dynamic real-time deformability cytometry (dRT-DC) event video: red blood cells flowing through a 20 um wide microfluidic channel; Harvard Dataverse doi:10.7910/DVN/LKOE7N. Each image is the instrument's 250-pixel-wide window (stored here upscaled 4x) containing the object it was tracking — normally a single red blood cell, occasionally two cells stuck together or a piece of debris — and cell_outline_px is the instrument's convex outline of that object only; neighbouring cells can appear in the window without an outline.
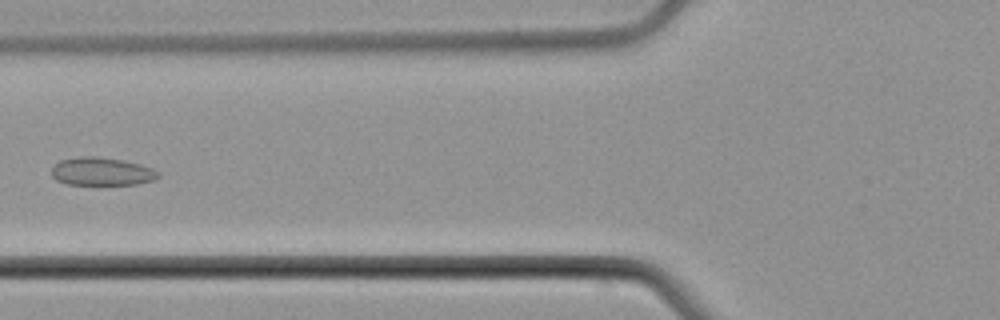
{"species": "common noctule bat (a hibernating species)", "species_latin": "Nyctalus noctula", "temperature_condition": "cold", "stored_images_in_passage": 8, "camera_frame_rate_fps": 3000, "um_per_image_px": 0.085, "animal": {"sex": "male", "body_mass_g": 21.5, "forearm_length_mm": 52.0}, "frame": {"image": 1, "passage_image": 8, "time_ms": 9.667, "image_size_px": [1000, 320], "cell_outline_px": [[160, 176], [156, 180], [136, 184], [68, 184], [56, 180], [52, 176], [52, 168], [60, 160], [88, 156], [92, 156], [124, 160], [140, 164], [152, 168]], "centroid_in_image_um": [8.67, 14.58], "position_along_channel_um": 117.1, "area_um2": 17.22}}